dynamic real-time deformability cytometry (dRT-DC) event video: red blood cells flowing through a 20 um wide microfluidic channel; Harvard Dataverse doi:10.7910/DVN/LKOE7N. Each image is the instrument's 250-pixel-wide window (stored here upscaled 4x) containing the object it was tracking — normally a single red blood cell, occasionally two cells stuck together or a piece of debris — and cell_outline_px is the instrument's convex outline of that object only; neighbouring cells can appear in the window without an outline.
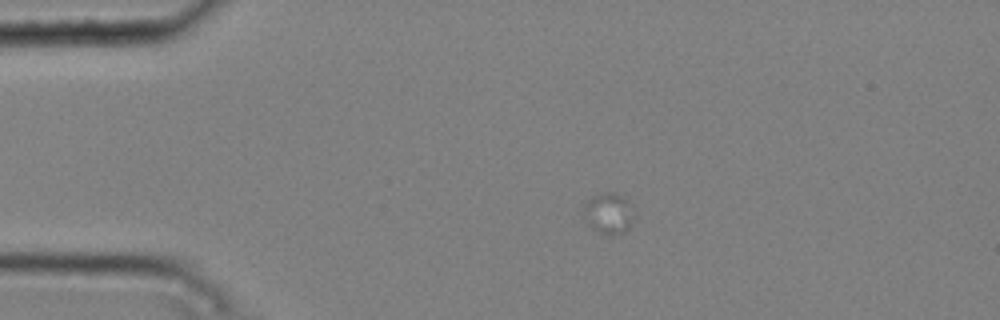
{"species": "common noctule bat (a hibernating species)", "species_latin": "Nyctalus noctula", "temperature_condition": "cold", "stored_images_in_passage": 2, "camera_frame_rate_fps": 3000, "um_per_image_px": 0.085, "animal": {"sex": "male", "body_mass_g": 20.4}, "frame": {"image": 1, "passage_image": 1, "time_ms": 0.0, "image_size_px": [1000, 320], "cell_outline_px": [[636, 212], [628, 228], [624, 232], [612, 236], [608, 236], [592, 228], [588, 224], [584, 212], [584, 200], [596, 192], [616, 192]], "centroid_in_image_um": [51.7, 18.12], "position_along_channel_um": 33.3, "area_um2": 12.2}}